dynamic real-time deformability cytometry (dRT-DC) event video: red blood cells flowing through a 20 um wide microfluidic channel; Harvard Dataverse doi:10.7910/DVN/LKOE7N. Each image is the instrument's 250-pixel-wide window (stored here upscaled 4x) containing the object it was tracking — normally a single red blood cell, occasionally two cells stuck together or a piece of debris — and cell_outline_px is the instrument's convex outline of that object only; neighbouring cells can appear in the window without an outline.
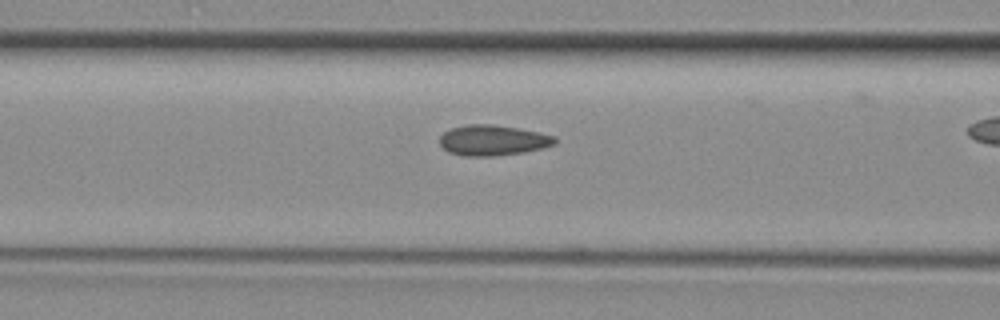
{"species": "common noctule bat (a hibernating species)", "species_latin": "Nyctalus noctula", "temperature_condition": "room temperature", "stored_images_in_passage": 23, "camera_frame_rate_fps": 3000, "um_per_image_px": 0.085, "animal": {"sex": "female", "body_mass_g": 29.2, "forearm_length_mm": 56.3}, "frame": {"image": 1, "passage_image": 5, "time_ms": 1.333, "image_size_px": [1000, 320], "cell_outline_px": [[556, 144], [524, 152], [496, 156], [464, 156], [448, 152], [440, 144], [440, 136], [444, 132], [452, 128], [468, 124], [492, 124], [540, 132], [556, 136]], "centroid_in_image_um": [41.89, 11.92], "position_along_channel_um": 124.7, "area_um2": 20.46}}
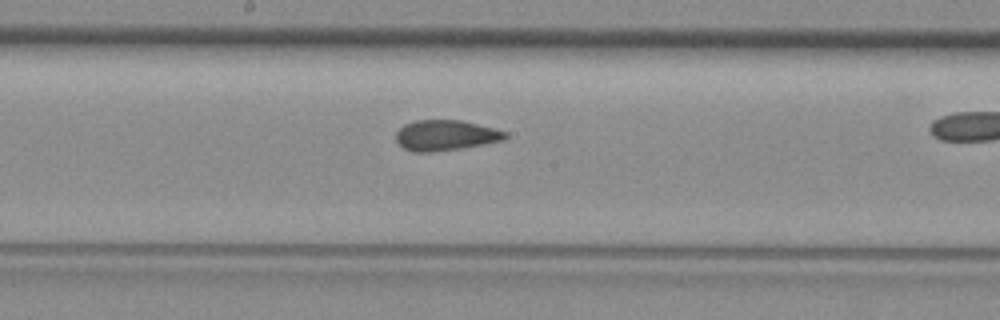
{"frame": {"image": 2, "passage_image": 11, "time_ms": 3.333, "image_size_px": [1000, 320], "cell_outline_px": [[508, 136], [504, 140], [484, 144], [460, 148], [432, 152], [412, 152], [404, 148], [396, 140], [396, 132], [404, 124], [412, 120], [460, 120], [508, 132]], "centroid_in_image_um": [37.85, 11.5], "position_along_channel_um": 210.3, "area_um2": 19.36}}
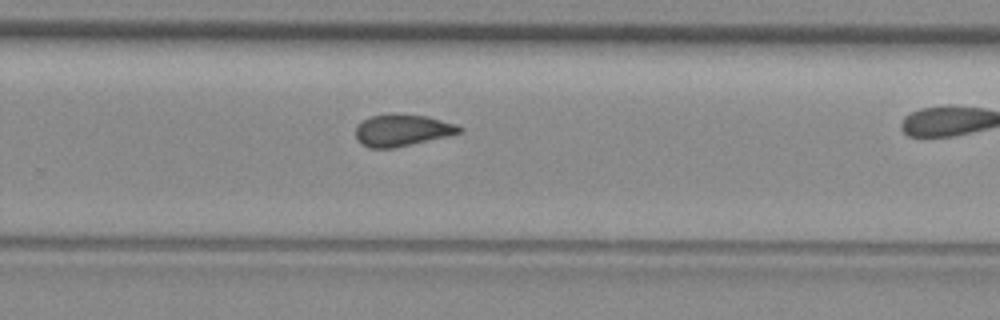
{"frame": {"image": 3, "passage_image": 17, "time_ms": 5.333, "image_size_px": [1000, 320], "cell_outline_px": [[460, 132], [448, 136], [392, 148], [368, 148], [356, 136], [356, 128], [368, 116], [388, 112], [428, 116], [456, 124], [460, 128]], "centroid_in_image_um": [34.17, 11.04], "position_along_channel_um": 295.6, "area_um2": 19.13}}